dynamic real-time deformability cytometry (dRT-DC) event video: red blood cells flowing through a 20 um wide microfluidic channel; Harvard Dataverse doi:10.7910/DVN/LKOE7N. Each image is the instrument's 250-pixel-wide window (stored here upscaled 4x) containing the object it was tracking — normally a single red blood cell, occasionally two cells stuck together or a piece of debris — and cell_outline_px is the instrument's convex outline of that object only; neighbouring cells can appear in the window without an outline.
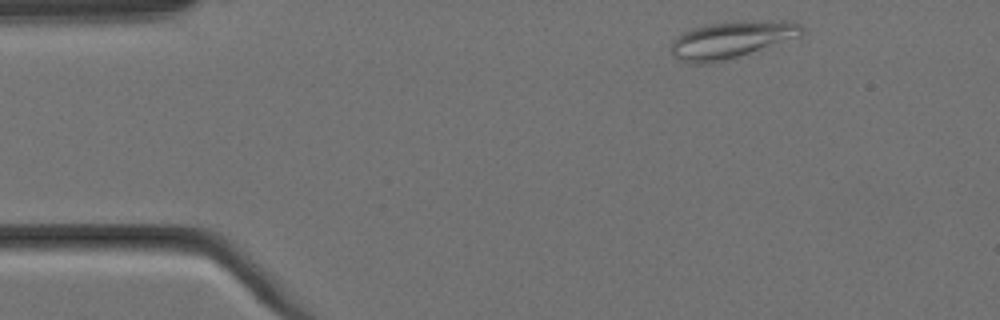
{"species": "Egyptian fruit bat (a non-hibernating species)", "species_latin": "Rousettus aegyptiacus", "temperature_condition": "cold", "stored_images_in_passage": 8, "camera_frame_rate_fps": 3000, "um_per_image_px": 0.085, "animal": {"sex": "female"}, "frame": {"image": 1, "passage_image": 1, "time_ms": 0.0, "image_size_px": [1000, 320], "cell_outline_px": [[804, 32], [800, 36], [736, 56], [704, 64], [692, 64], [680, 60], [672, 56], [672, 40], [676, 36], [692, 28], [708, 24], [736, 20], [784, 20], [800, 24], [804, 28]], "centroid_in_image_um": [62.15, 3.34], "position_along_channel_um": 22.9, "area_um2": 27.92}}
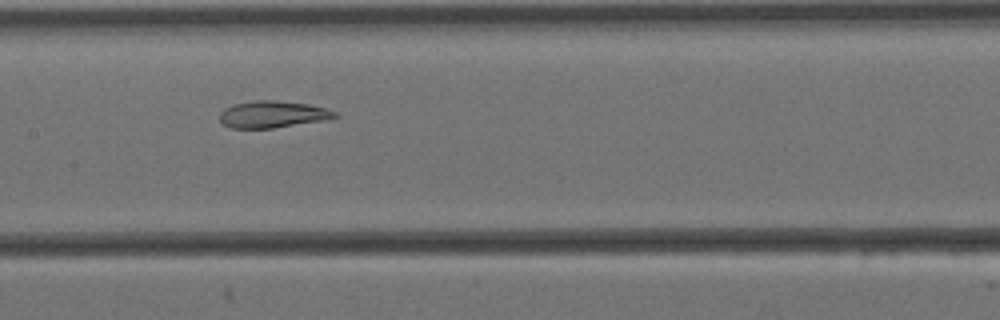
{"frame": {"image": 2, "passage_image": 6, "time_ms": 1.667, "image_size_px": [1000, 320], "cell_outline_px": [[340, 116], [324, 120], [272, 128], [232, 128], [224, 124], [220, 120], [220, 112], [224, 108], [232, 104], [256, 100], [276, 100], [308, 104], [324, 108], [336, 112]], "centroid_in_image_um": [23.15, 9.71], "position_along_channel_um": 184.2, "area_um2": 17.92}}
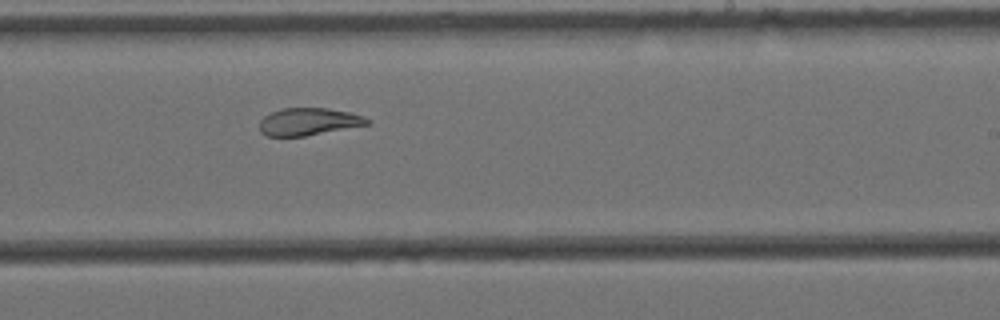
{"frame": {"image": 3, "passage_image": 8, "time_ms": 2.333, "image_size_px": [1000, 320], "cell_outline_px": [[372, 124], [304, 136], [268, 136], [260, 132], [260, 120], [264, 116], [272, 112], [284, 108], [328, 108], [348, 112], [364, 116], [372, 120]], "centroid_in_image_um": [26.27, 10.34], "position_along_channel_um": 262.7, "area_um2": 17.22}}